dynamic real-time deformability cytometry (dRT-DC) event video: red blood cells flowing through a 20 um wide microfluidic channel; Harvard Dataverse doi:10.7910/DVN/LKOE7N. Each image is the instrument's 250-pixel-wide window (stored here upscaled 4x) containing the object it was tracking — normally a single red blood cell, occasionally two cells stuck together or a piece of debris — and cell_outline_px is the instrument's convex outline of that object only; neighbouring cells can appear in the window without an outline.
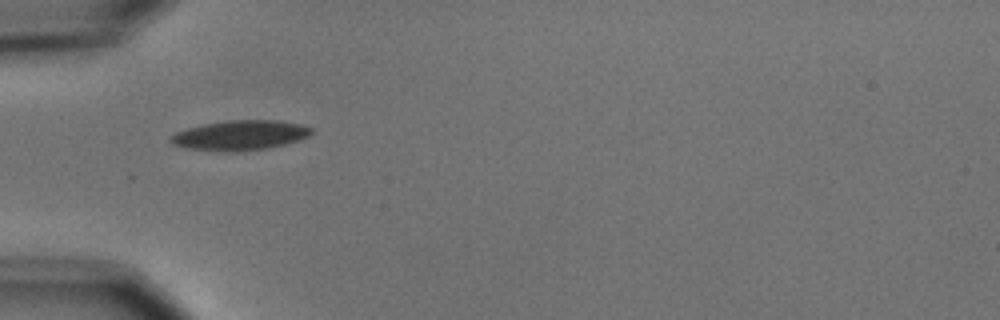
{"species": "common noctule bat (a hibernating species)", "species_latin": "Nyctalus noctula", "temperature_condition": "cold", "stored_images_in_passage": 5, "camera_frame_rate_fps": 3000, "um_per_image_px": 0.085, "animal": {"sex": "male", "body_mass_g": 15.6}, "frame": {"image": 1, "passage_image": 1, "time_ms": 0.0, "image_size_px": [1000, 320], "cell_outline_px": [[312, 132], [308, 136], [284, 144], [268, 148], [236, 152], [228, 152], [188, 148], [172, 144], [168, 140], [176, 132], [188, 128], [204, 124], [228, 120], [276, 120], [300, 124], [312, 128]], "centroid_in_image_um": [20.39, 11.5], "position_along_channel_um": 64.6, "area_um2": 24.28}}
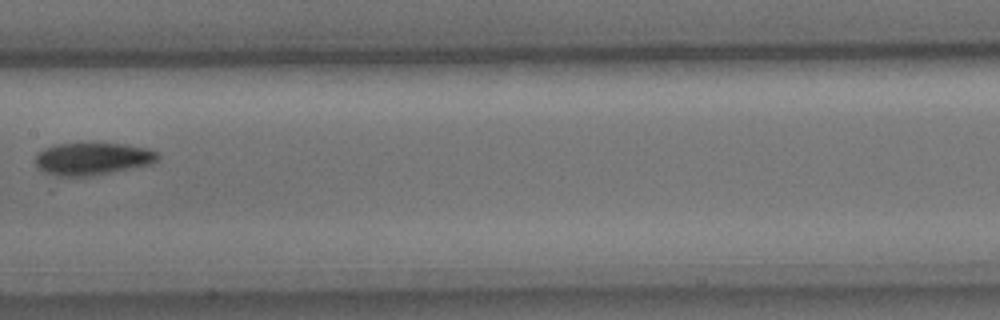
{"frame": {"image": 2, "passage_image": 4, "time_ms": 3.667, "image_size_px": [1000, 320], "cell_outline_px": [[160, 156], [152, 164], [52, 188], [36, 164], [36, 152], [44, 148], [56, 144], [124, 144], [148, 148], [156, 152]], "centroid_in_image_um": [7.63, 13.71], "position_along_channel_um": 199.8, "area_um2": 26.24}}
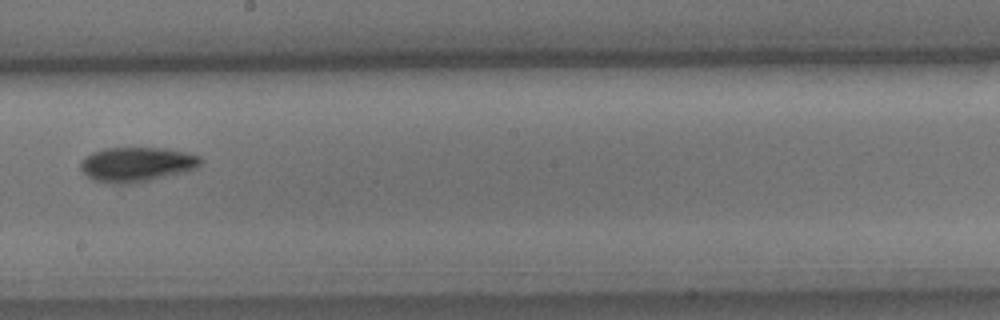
{"frame": {"image": 3, "passage_image": 5, "time_ms": 4.667, "image_size_px": [1000, 320], "cell_outline_px": [[204, 160], [196, 168], [132, 184], [116, 184], [92, 180], [80, 168], [80, 160], [92, 152], [104, 148], [164, 148], [184, 152], [200, 156]], "centroid_in_image_um": [11.58, 13.96], "position_along_channel_um": 236.6, "area_um2": 24.04}}